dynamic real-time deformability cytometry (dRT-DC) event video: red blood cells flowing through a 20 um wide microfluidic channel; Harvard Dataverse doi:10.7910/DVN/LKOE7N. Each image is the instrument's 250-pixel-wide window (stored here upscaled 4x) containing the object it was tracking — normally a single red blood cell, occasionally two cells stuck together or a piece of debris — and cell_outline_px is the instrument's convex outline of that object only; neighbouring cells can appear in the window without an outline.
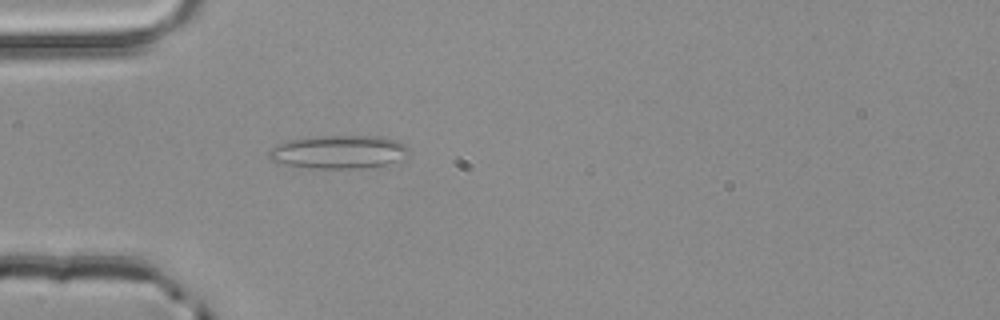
{"species": "common noctule bat (a hibernating species)", "species_latin": "Nyctalus noctula", "temperature_condition": "room temperature", "stored_images_in_passage": 3, "camera_frame_rate_fps": 3000, "um_per_image_px": 0.085, "animal": {"sex": "male", "body_mass_g": 20.4}, "frame": {"image": 1, "passage_image": 3, "time_ms": 0.667, "image_size_px": [1000, 320], "cell_outline_px": [[412, 148], [400, 160], [384, 164], [364, 168], [312, 168], [284, 164], [268, 160], [268, 152], [272, 148], [288, 140], [316, 136], [384, 136], [396, 140]], "centroid_in_image_um": [28.8, 12.91], "position_along_channel_um": 56.2, "area_um2": 27.17}}